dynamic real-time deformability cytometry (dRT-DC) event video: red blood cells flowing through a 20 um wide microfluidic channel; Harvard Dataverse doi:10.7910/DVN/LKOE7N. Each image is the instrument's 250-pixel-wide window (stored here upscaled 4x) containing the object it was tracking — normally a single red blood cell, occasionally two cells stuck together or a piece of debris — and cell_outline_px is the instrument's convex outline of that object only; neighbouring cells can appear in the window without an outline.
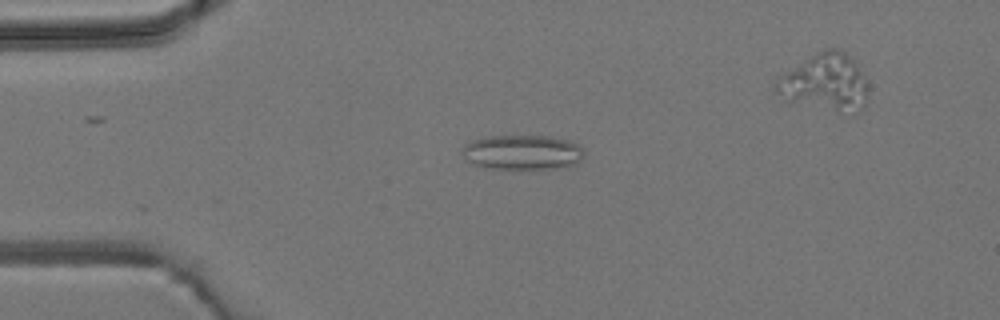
{"species": "common noctule bat (a hibernating species)", "species_latin": "Nyctalus noctula", "temperature_condition": "room temperature", "stored_images_in_passage": 3, "camera_frame_rate_fps": 3000, "um_per_image_px": 0.085, "animal": {"sex": "male", "body_mass_g": 19.2, "forearm_length_mm": 51.8}, "frame": {"image": 1, "passage_image": 3, "time_ms": 2.333, "image_size_px": [1000, 320], "cell_outline_px": [[584, 156], [576, 164], [568, 168], [488, 168], [464, 160], [460, 152], [464, 144], [472, 140], [488, 136], [552, 136], [572, 140], [580, 144], [584, 148]], "centroid_in_image_um": [44.45, 12.93], "position_along_channel_um": 40.5, "area_um2": 25.2}}